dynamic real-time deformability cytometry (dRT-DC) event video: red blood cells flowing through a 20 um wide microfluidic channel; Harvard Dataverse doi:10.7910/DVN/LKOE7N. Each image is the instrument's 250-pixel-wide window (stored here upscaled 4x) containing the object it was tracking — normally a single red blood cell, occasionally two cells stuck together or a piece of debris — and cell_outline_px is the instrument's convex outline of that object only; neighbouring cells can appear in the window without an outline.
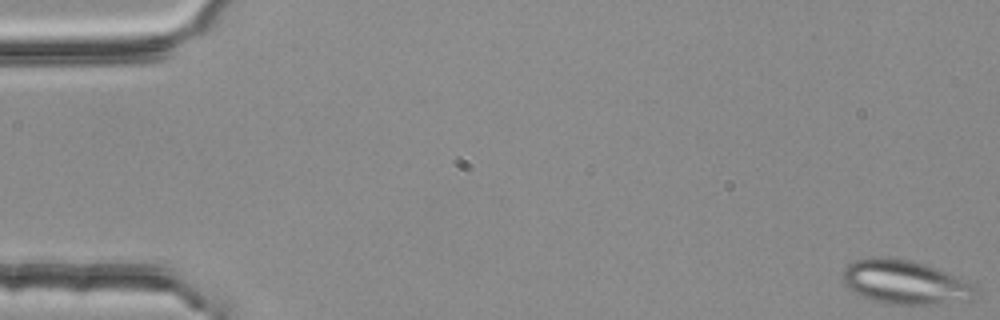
{"species": "common noctule bat (a hibernating species)", "species_latin": "Nyctalus noctula", "temperature_condition": "room temperature", "stored_images_in_passage": 4, "camera_frame_rate_fps": 3000, "um_per_image_px": 0.085, "animal": {"sex": "female", "body_mass_g": 25.1}, "frame": {"image": 1, "passage_image": 1, "time_ms": 0.0, "image_size_px": [1000, 320], "cell_outline_px": [[980, 296], [972, 300], [940, 304], [888, 304], [872, 300], [852, 292], [844, 284], [840, 276], [844, 268], [848, 264], [856, 260], [872, 256], [888, 256], [912, 260], [936, 268], [972, 284], [980, 292]], "centroid_in_image_um": [76.91, 23.99], "position_along_channel_um": 8.1, "area_um2": 34.62}}